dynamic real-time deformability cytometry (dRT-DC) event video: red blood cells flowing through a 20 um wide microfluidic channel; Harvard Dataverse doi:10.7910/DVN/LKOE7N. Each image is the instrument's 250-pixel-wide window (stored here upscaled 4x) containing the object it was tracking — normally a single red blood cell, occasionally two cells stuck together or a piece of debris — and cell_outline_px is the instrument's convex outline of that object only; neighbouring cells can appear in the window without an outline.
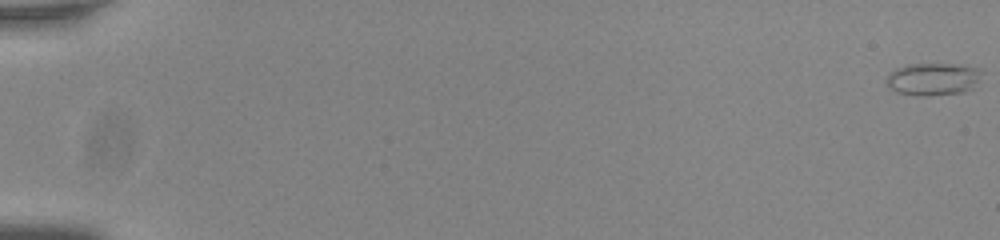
{"species": "common noctule bat (a hibernating species)", "species_latin": "Nyctalus noctula", "temperature_condition": "room temperature", "stored_images_in_passage": 57, "camera_frame_rate_fps": 3000, "um_per_image_px": 0.085, "animal": {"sex": "male", "body_mass_g": 20.0, "forearm_length_mm": 53.3}, "frame": {"image": 1, "passage_image": 1, "time_ms": 0.0, "image_size_px": [1000, 240], "cell_outline_px": [[984, 72], [972, 88], [964, 92], [928, 96], [916, 96], [896, 92], [888, 88], [884, 80], [896, 68], [908, 64], [956, 64], [980, 68]], "centroid_in_image_um": [79.3, 6.73], "position_along_channel_um": 5.7, "area_um2": 18.32}}
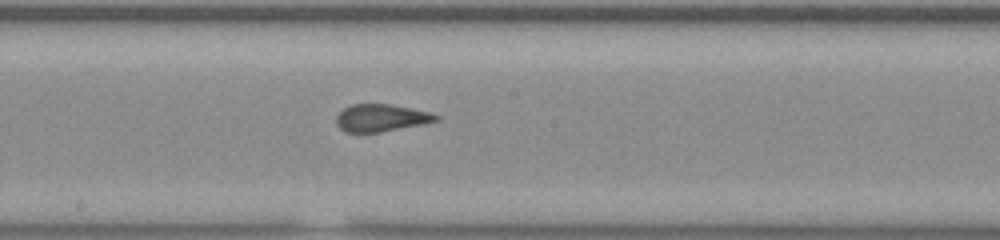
{"frame": {"image": 2, "passage_image": 33, "time_ms": 10.667, "image_size_px": [1000, 240], "cell_outline_px": [[440, 120], [424, 124], [380, 132], [344, 132], [336, 124], [336, 116], [344, 108], [352, 104], [388, 104], [412, 108], [432, 112], [440, 116]], "centroid_in_image_um": [32.43, 10.02], "position_along_channel_um": 215.8, "area_um2": 16.01}}
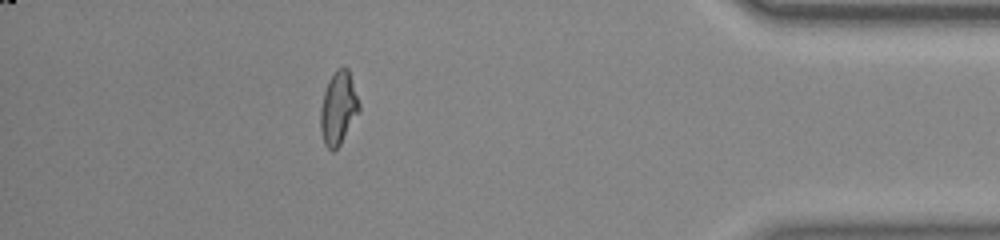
{"frame": {"image": 3, "passage_image": 51, "time_ms": 16.667, "image_size_px": [1000, 240], "cell_outline_px": [[360, 108], [340, 144], [332, 152], [324, 144], [320, 128], [320, 108], [324, 92], [328, 80], [336, 68], [344, 64], [348, 68], [360, 104]], "centroid_in_image_um": [28.74, 9.13], "position_along_channel_um": 406.5, "area_um2": 16.42}}